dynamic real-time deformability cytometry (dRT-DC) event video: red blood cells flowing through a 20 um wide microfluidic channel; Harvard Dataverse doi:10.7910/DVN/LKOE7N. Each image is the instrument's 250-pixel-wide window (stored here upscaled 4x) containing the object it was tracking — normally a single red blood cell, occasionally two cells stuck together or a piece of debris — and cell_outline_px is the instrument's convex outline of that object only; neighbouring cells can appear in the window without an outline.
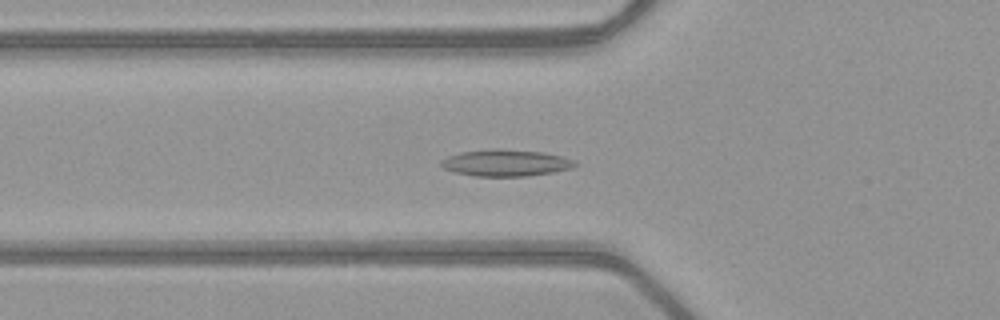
{"species": "common noctule bat (a hibernating species)", "species_latin": "Nyctalus noctula", "temperature_condition": "warm", "stored_images_in_passage": 40, "camera_frame_rate_fps": 3000, "um_per_image_px": 0.085, "animal": {"sex": "female", "body_mass_g": 21.9}, "frame": {"image": 1, "passage_image": 11, "time_ms": 3.333, "image_size_px": [1000, 320], "cell_outline_px": [[580, 164], [572, 168], [552, 172], [528, 176], [476, 176], [456, 172], [444, 168], [440, 164], [440, 160], [448, 156], [460, 152], [492, 148], [500, 148], [544, 152], [576, 160]], "centroid_in_image_um": [43.02, 13.83], "position_along_channel_um": 82.8, "area_um2": 20.98}}
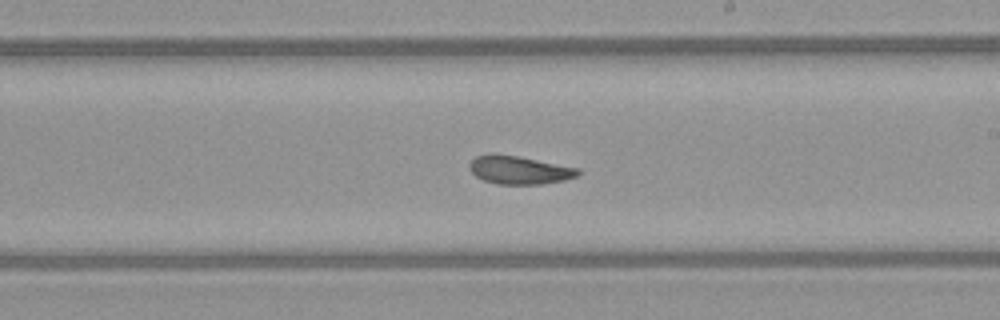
{"frame": {"image": 2, "passage_image": 23, "time_ms": 7.333, "image_size_px": [1000, 320], "cell_outline_px": [[580, 172], [576, 176], [564, 180], [544, 184], [496, 184], [484, 180], [476, 176], [468, 168], [468, 164], [476, 156], [492, 152], [516, 156], [580, 168]], "centroid_in_image_um": [44.1, 14.44], "position_along_channel_um": 244.9, "area_um2": 17.92}}
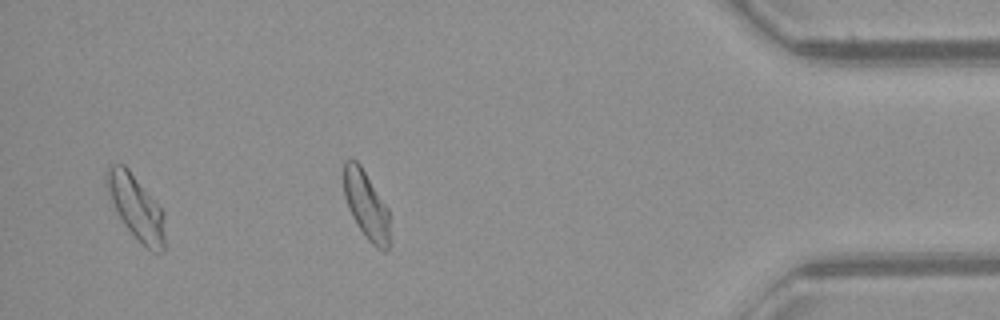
{"frame": {"image": 3, "passage_image": 38, "time_ms": 12.333, "image_size_px": [1000, 320], "cell_outline_px": [[164, 252], [152, 252], [124, 224], [108, 196], [104, 184], [104, 176], [108, 164], [124, 164], [128, 168], [160, 208], [164, 216]], "centroid_in_image_um": [11.51, 17.56], "position_along_channel_um": 423.7, "area_um2": 21.5}, "authors_computed_cell_mechanics": {"area_um2": 18.9584, "velocity_mm_per_s": 4.0148, "shape_relaxation_time_tau1_ms": 4.6082, "shape_relaxation_time_tau2_ms": 2.3595, "deformation_change_tau1": 0.1289, "deformation_change_tau2": 0.092}}